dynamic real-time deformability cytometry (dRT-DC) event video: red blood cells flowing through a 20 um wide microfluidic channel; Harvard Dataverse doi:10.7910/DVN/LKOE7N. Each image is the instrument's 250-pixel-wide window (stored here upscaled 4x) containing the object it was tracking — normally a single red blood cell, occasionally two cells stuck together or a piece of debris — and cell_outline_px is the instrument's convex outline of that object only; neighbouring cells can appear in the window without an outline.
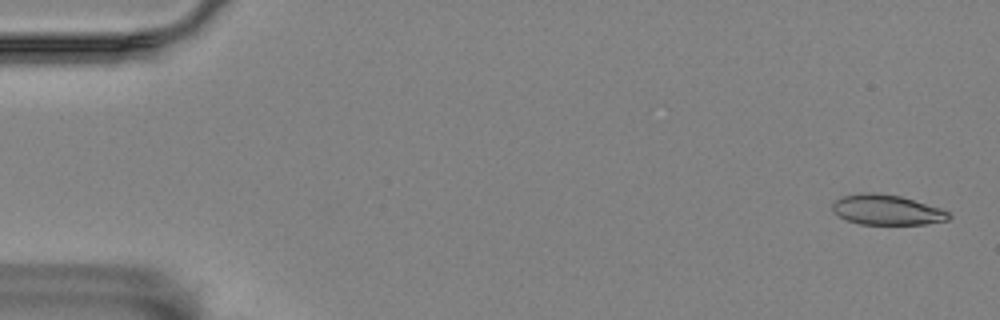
{"species": "Egyptian fruit bat (a non-hibernating species)", "species_latin": "Rousettus aegyptiacus", "temperature_condition": "room temperature", "stored_images_in_passage": 5, "camera_frame_rate_fps": 3000, "um_per_image_px": 0.085, "animal": {"sex": "female"}, "frame": {"image": 1, "passage_image": 1, "time_ms": 0.0, "image_size_px": [1000, 320], "cell_outline_px": [[952, 216], [948, 220], [924, 224], [860, 224], [848, 220], [840, 216], [832, 208], [832, 204], [836, 200], [844, 196], [860, 192], [876, 192], [900, 196], [940, 208], [948, 212]], "centroid_in_image_um": [75.39, 17.83], "position_along_channel_um": 9.6, "area_um2": 20.23}}